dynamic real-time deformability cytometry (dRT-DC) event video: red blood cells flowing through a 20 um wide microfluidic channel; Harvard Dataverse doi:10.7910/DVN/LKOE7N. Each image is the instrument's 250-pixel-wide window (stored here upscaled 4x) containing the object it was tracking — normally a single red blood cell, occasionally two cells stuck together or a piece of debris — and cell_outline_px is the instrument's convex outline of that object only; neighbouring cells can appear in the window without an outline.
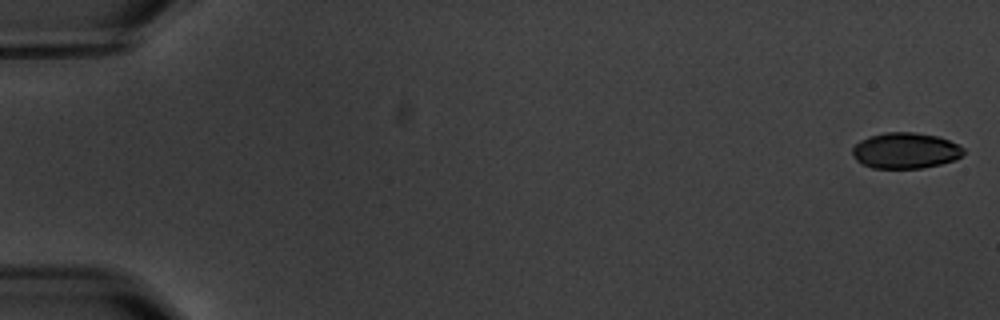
{"species": "common noctule bat (a hibernating species)", "species_latin": "Nyctalus noctula", "temperature_condition": "warm", "stored_images_in_passage": 3, "camera_frame_rate_fps": 3000, "um_per_image_px": 0.085, "animal": {"sex": "male", "body_mass_g": 20.1, "forearm_length_mm": 53.5}, "frame": {"image": 1, "passage_image": 1, "time_ms": 0.0, "image_size_px": [1000, 320], "cell_outline_px": [[964, 152], [960, 156], [952, 160], [940, 164], [920, 168], [872, 168], [856, 160], [852, 156], [852, 148], [860, 140], [868, 136], [884, 132], [916, 132], [940, 136], [964, 148]], "centroid_in_image_um": [76.93, 12.78], "position_along_channel_um": 8.1, "area_um2": 23.24}}